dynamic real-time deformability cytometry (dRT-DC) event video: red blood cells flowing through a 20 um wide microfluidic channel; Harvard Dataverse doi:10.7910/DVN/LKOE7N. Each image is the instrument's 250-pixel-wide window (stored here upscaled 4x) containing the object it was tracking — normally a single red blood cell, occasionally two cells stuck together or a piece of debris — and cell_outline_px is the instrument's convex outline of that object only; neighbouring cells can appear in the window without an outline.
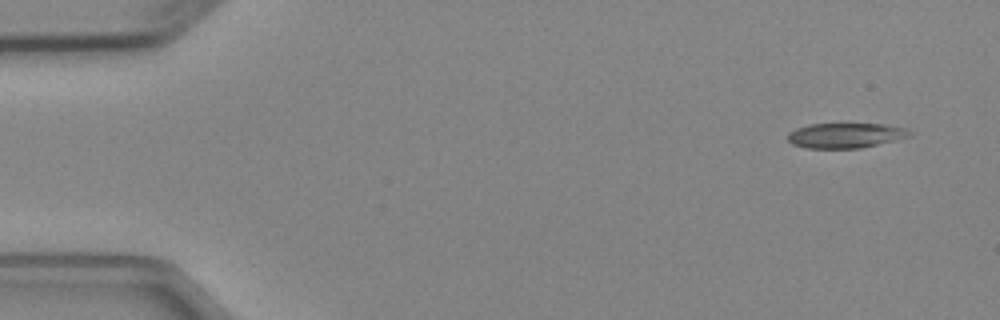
{"species": "Egyptian fruit bat (a non-hibernating species)", "species_latin": "Rousettus aegyptiacus", "temperature_condition": "cold", "stored_images_in_passage": 5, "segment_of_instrument_passage": [1, 2], "camera_frame_rate_fps": 3000, "um_per_image_px": 0.085, "animal": {"sex": "female"}, "frame": {"image": 1, "passage_image": 1, "time_ms": 0.0, "image_size_px": [1000, 320], "cell_outline_px": [[912, 136], [900, 140], [860, 148], [808, 148], [792, 144], [788, 140], [788, 132], [796, 128], [808, 124], [884, 124], [908, 128], [912, 132]], "centroid_in_image_um": [71.93, 11.51], "position_along_channel_um": 13.1, "area_um2": 18.03}}
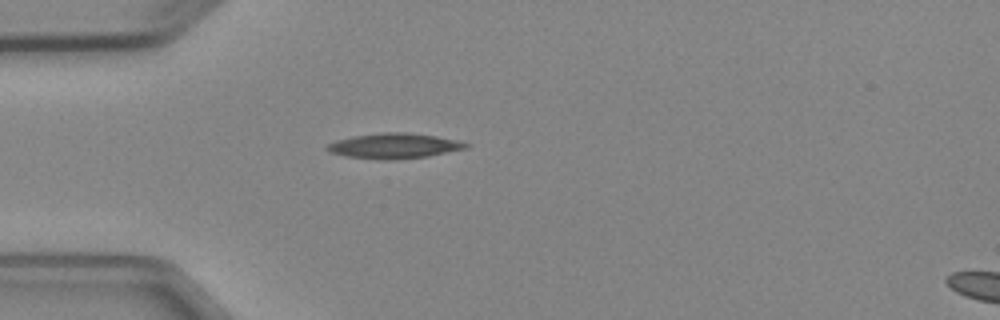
{"frame": {"image": 2, "passage_image": 4, "time_ms": 3.667, "image_size_px": [1000, 320], "cell_outline_px": [[468, 148], [428, 156], [396, 160], [380, 160], [344, 156], [332, 152], [324, 148], [324, 144], [336, 140], [356, 136], [380, 132], [404, 132], [436, 136], [460, 140], [468, 144]], "centroid_in_image_um": [33.48, 12.4], "position_along_channel_um": 51.5, "area_um2": 20.58}}